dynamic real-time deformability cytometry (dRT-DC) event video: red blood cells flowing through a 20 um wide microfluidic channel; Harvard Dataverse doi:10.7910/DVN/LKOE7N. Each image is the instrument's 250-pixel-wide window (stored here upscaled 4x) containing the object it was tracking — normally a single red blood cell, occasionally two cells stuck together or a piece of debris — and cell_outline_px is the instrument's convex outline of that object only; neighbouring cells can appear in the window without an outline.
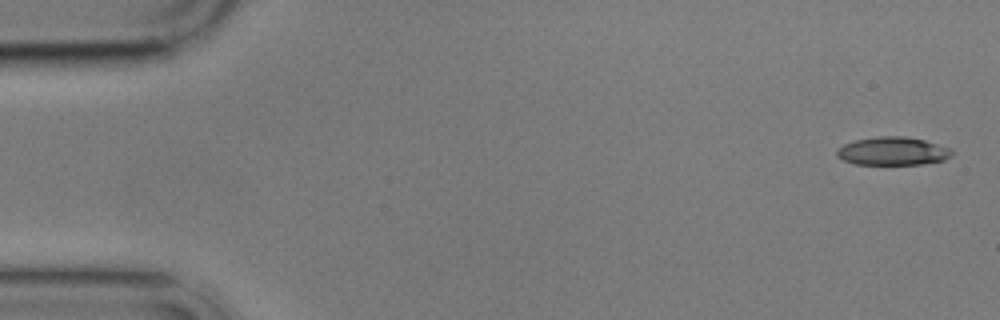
{"species": "common noctule bat (a hibernating species)", "species_latin": "Nyctalus noctula", "temperature_condition": "cold", "stored_images_in_passage": 5, "camera_frame_rate_fps": 3000, "um_per_image_px": 0.085, "animal": {"sex": "male", "body_mass_g": 17.9}, "frame": {"image": 1, "passage_image": 1, "time_ms": 0.0, "image_size_px": [1000, 320], "cell_outline_px": [[952, 156], [944, 160], [924, 164], [856, 164], [844, 160], [836, 156], [836, 148], [844, 144], [856, 140], [880, 136], [904, 136], [924, 140], [952, 148]], "centroid_in_image_um": [75.89, 12.84], "position_along_channel_um": 9.1, "area_um2": 18.96}}
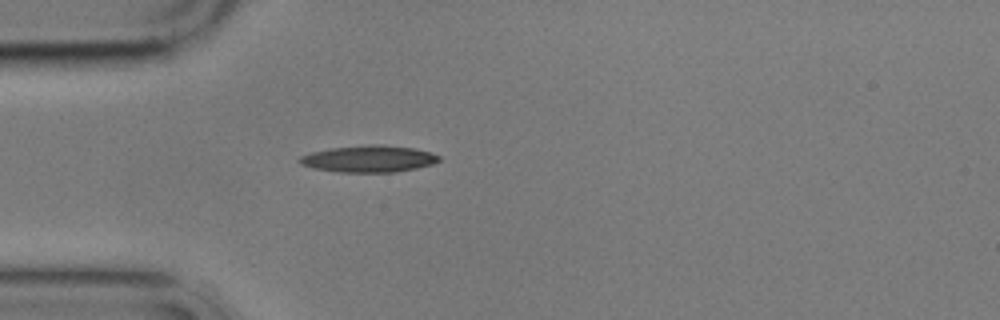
{"frame": {"image": 2, "passage_image": 5, "time_ms": 4.667, "image_size_px": [1000, 320], "cell_outline_px": [[440, 160], [432, 164], [416, 168], [396, 172], [336, 172], [312, 168], [300, 164], [296, 160], [300, 156], [312, 152], [332, 148], [372, 144], [380, 144], [412, 148], [428, 152], [440, 156]], "centroid_in_image_um": [31.3, 13.51], "position_along_channel_um": 53.7, "area_um2": 21.68}}